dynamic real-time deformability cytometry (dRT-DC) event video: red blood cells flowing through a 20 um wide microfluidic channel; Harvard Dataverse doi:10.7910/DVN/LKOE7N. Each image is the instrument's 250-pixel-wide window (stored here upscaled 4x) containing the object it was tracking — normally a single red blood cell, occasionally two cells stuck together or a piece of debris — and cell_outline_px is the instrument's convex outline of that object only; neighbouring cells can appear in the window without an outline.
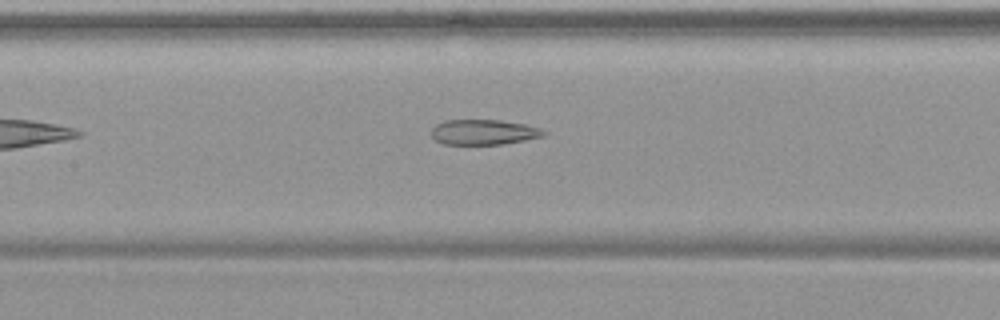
{"species": "common noctule bat (a hibernating species)", "species_latin": "Nyctalus noctula", "temperature_condition": "warm", "stored_images_in_passage": 37, "camera_frame_rate_fps": 3000, "um_per_image_px": 0.085, "animal": {"sex": "female", "body_mass_g": 19.9}, "frame": {"image": 1, "passage_image": 8, "time_ms": 2.333, "image_size_px": [1000, 320], "cell_outline_px": [[548, 132], [544, 136], [504, 144], [444, 144], [436, 140], [432, 136], [432, 128], [436, 124], [444, 120], [500, 120], [524, 124], [540, 128]], "centroid_in_image_um": [41.12, 11.23], "position_along_channel_um": 166.3, "area_um2": 16.47}}
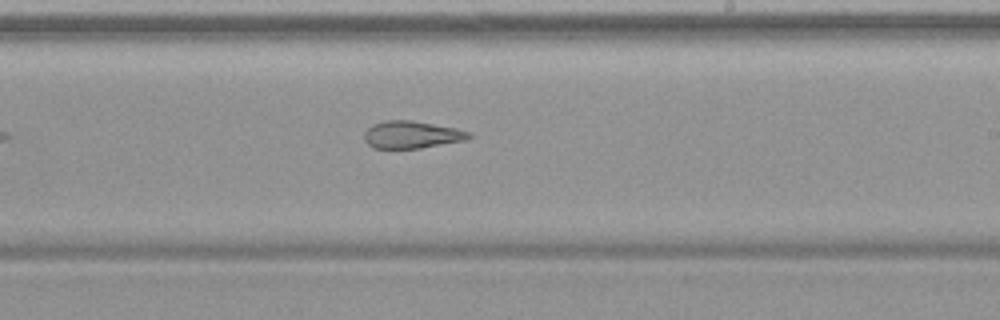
{"frame": {"image": 2, "passage_image": 15, "time_ms": 4.667, "image_size_px": [1000, 320], "cell_outline_px": [[472, 136], [464, 140], [420, 148], [372, 148], [364, 140], [364, 132], [372, 124], [384, 120], [412, 120], [456, 128], [472, 132]], "centroid_in_image_um": [34.97, 11.44], "position_along_channel_um": 254.0, "area_um2": 16.7}}
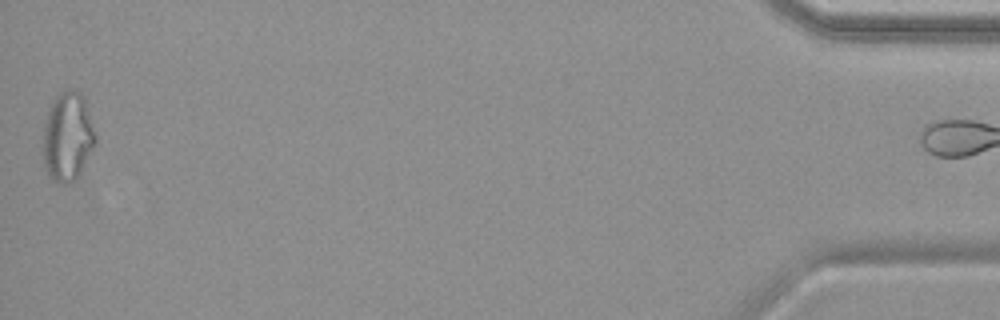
{"frame": {"image": 3, "passage_image": 36, "time_ms": 11.667, "image_size_px": [1000, 320], "cell_outline_px": [[96, 144], [76, 180], [68, 184], [60, 184], [52, 180], [48, 176], [44, 164], [44, 124], [52, 100], [60, 92], [68, 88], [72, 88], [80, 92], [84, 96], [96, 136]], "centroid_in_image_um": [5.76, 11.62], "position_along_channel_um": 429.4, "area_um2": 27.4}}